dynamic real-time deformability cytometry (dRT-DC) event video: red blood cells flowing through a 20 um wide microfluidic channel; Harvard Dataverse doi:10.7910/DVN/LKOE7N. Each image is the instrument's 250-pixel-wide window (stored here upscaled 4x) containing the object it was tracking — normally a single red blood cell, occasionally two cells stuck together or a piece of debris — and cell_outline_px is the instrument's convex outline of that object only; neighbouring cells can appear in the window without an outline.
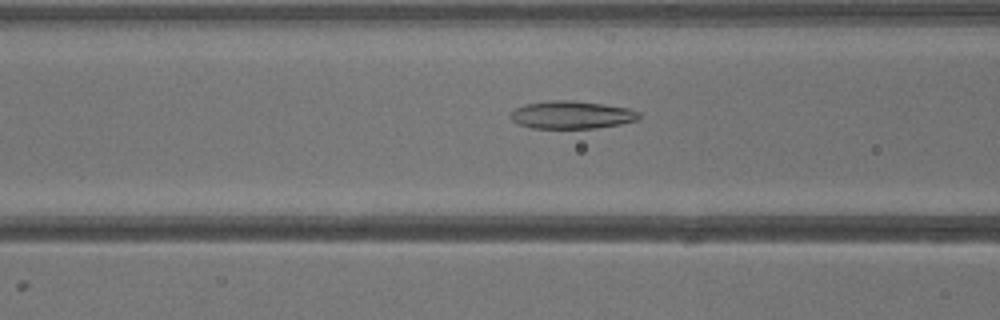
{"species": "common noctule bat (a hibernating species)", "species_latin": "Nyctalus noctula", "temperature_condition": "warm", "stored_images_in_passage": 40, "camera_frame_rate_fps": 3000, "um_per_image_px": 0.085, "animal": {"sex": "male", "body_mass_g": 13.3}, "frame": {"image": 1, "passage_image": 16, "time_ms": 5.0, "image_size_px": [1000, 320], "cell_outline_px": [[640, 120], [620, 124], [596, 128], [532, 128], [516, 124], [508, 116], [516, 108], [524, 104], [548, 100], [572, 100], [604, 104], [628, 108], [640, 112]], "centroid_in_image_um": [48.58, 9.76], "position_along_channel_um": 118.0, "area_um2": 21.04}}
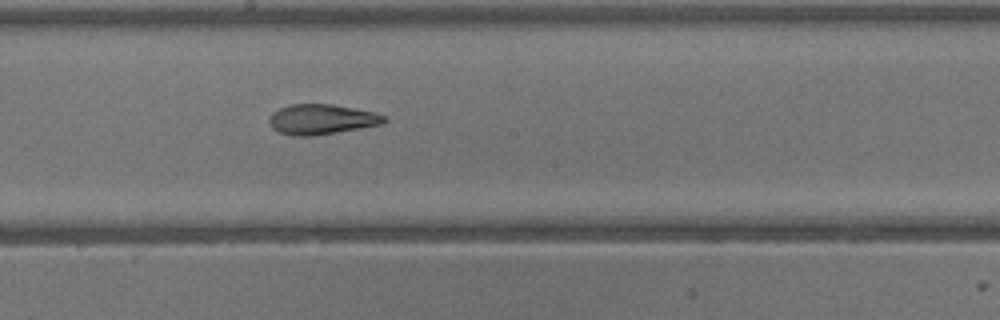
{"frame": {"image": 2, "passage_image": 22, "time_ms": 7.0, "image_size_px": [1000, 320], "cell_outline_px": [[388, 120], [380, 124], [360, 128], [312, 136], [292, 136], [280, 132], [272, 128], [268, 120], [272, 112], [288, 104], [332, 104], [376, 112], [384, 116]], "centroid_in_image_um": [27.31, 10.13], "position_along_channel_um": 220.9, "area_um2": 20.17}}
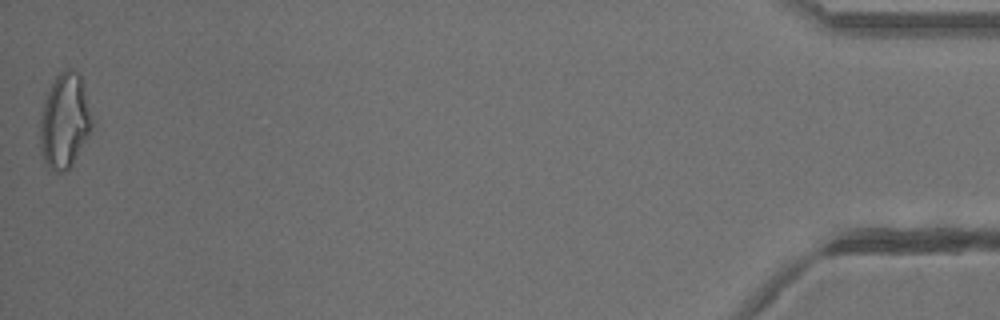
{"frame": {"image": 3, "passage_image": 40, "time_ms": 13.0, "image_size_px": [1000, 320], "cell_outline_px": [[92, 128], [88, 136], [72, 164], [64, 172], [52, 172], [44, 160], [40, 148], [40, 112], [44, 100], [56, 76], [60, 72], [68, 68], [72, 68], [80, 72], [92, 120]], "centroid_in_image_um": [5.48, 10.27], "position_along_channel_um": 429.7, "area_um2": 28.61}}